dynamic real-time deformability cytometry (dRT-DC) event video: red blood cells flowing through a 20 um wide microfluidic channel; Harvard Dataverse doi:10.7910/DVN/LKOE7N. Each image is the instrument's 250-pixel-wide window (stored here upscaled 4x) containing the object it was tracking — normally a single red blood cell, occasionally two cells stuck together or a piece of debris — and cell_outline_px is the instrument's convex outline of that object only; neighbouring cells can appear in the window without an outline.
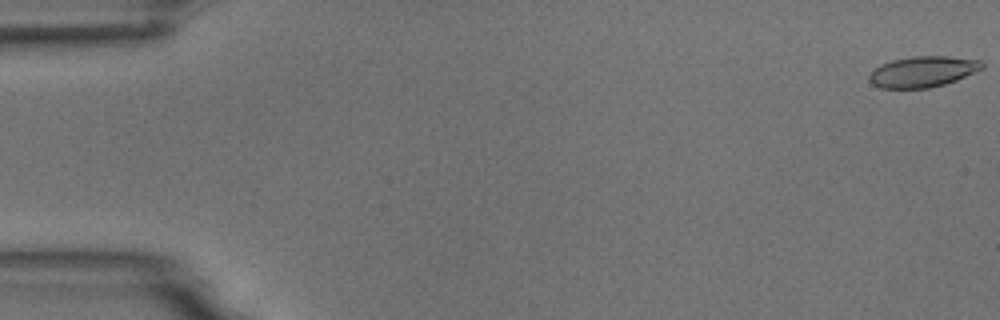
{"species": "common noctule bat (a hibernating species)", "species_latin": "Nyctalus noctula", "temperature_condition": "room temperature", "stored_images_in_passage": 55, "camera_frame_rate_fps": 3000, "um_per_image_px": 0.085, "animal": {"sex": "male", "body_mass_g": 18.8}, "frame": {"image": 1, "passage_image": 1, "time_ms": 0.0, "image_size_px": [1000, 320], "cell_outline_px": [[984, 68], [956, 80], [944, 84], [928, 88], [880, 88], [872, 84], [868, 80], [868, 76], [880, 64], [892, 60], [912, 56], [948, 56], [980, 60], [984, 64]], "centroid_in_image_um": [78.43, 6.09], "position_along_channel_um": 6.6, "area_um2": 20.29}}
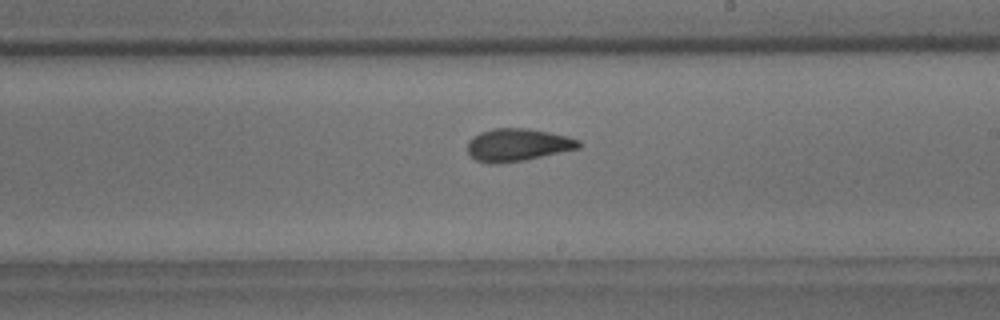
{"frame": {"image": 2, "passage_image": 32, "time_ms": 10.333, "image_size_px": [1000, 320], "cell_outline_px": [[580, 148], [524, 160], [496, 164], [492, 164], [476, 160], [468, 152], [468, 140], [472, 136], [480, 132], [492, 128], [528, 128], [568, 136], [580, 140]], "centroid_in_image_um": [43.99, 12.3], "position_along_channel_um": 245.0, "area_um2": 21.15}}
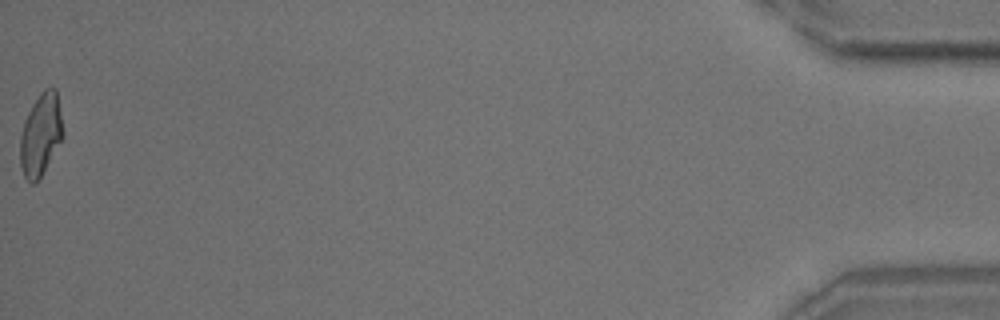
{"frame": {"image": 3, "passage_image": 55, "time_ms": 18.0, "image_size_px": [1000, 320], "cell_outline_px": [[64, 136], [36, 184], [32, 184], [24, 176], [20, 164], [20, 136], [24, 120], [32, 104], [40, 92], [44, 88], [56, 88], [64, 132]], "centroid_in_image_um": [3.46, 11.43], "position_along_channel_um": 431.7, "area_um2": 20.58}, "authors_computed_cell_mechanics": {"area_um2": 20.808, "velocity_mm_per_s": 3.7173, "shape_relaxation_time_tau1_ms": 6.3993, "shape_relaxation_time_tau2_ms": 1.8433, "deformation_change_tau1": 0.1671, "deformation_change_tau2": 0.0792}}